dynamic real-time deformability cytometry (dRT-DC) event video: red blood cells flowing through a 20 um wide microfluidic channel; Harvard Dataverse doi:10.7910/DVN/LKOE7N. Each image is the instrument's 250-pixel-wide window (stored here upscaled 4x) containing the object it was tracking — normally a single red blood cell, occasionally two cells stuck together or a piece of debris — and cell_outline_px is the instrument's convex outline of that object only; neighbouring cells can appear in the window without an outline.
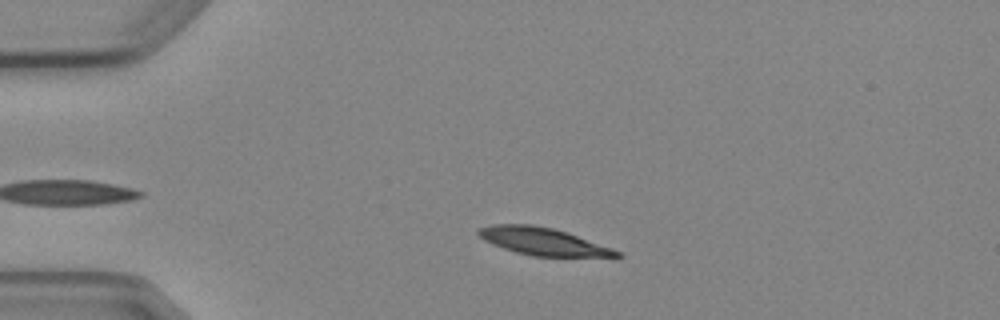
{"species": "Egyptian fruit bat (a non-hibernating species)", "species_latin": "Rousettus aegyptiacus", "temperature_condition": "cold", "stored_images_in_passage": 4, "camera_frame_rate_fps": 3000, "um_per_image_px": 0.085, "animal": {"sex": "female"}, "frame": {"image": 1, "passage_image": 2, "time_ms": 1.333, "image_size_px": [1000, 320], "cell_outline_px": [[624, 256], [532, 256], [516, 252], [492, 244], [484, 240], [476, 232], [476, 228], [492, 224], [532, 224], [552, 228], [568, 232], [612, 248], [620, 252]], "centroid_in_image_um": [46.09, 20.5], "position_along_channel_um": 38.9, "area_um2": 21.96}}
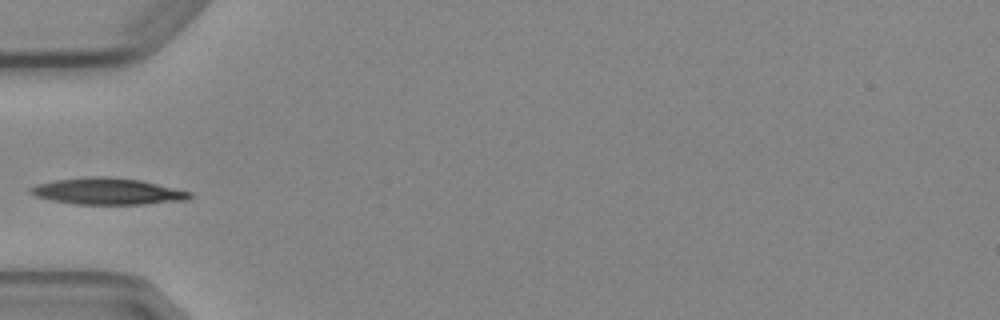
{"frame": {"image": 2, "passage_image": 3, "time_ms": 3.333, "image_size_px": [1000, 320], "cell_outline_px": [[192, 196], [188, 200], [144, 204], [76, 204], [52, 200], [36, 196], [28, 192], [28, 188], [36, 184], [52, 180], [88, 176], [108, 176], [140, 180], [192, 192]], "centroid_in_image_um": [9.11, 16.25], "position_along_channel_um": 75.9, "area_um2": 24.74}}
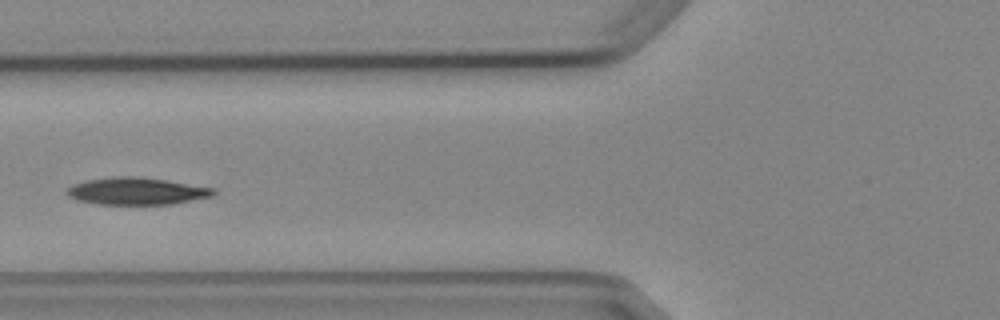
{"frame": {"image": 3, "passage_image": 4, "time_ms": 4.333, "image_size_px": [1000, 320], "cell_outline_px": [[216, 192], [212, 196], [172, 204], [96, 204], [76, 200], [68, 196], [64, 192], [64, 188], [72, 184], [88, 180], [112, 176], [132, 176], [164, 180], [216, 188]], "centroid_in_image_um": [11.54, 16.25], "position_along_channel_um": 114.3, "area_um2": 23.29}}